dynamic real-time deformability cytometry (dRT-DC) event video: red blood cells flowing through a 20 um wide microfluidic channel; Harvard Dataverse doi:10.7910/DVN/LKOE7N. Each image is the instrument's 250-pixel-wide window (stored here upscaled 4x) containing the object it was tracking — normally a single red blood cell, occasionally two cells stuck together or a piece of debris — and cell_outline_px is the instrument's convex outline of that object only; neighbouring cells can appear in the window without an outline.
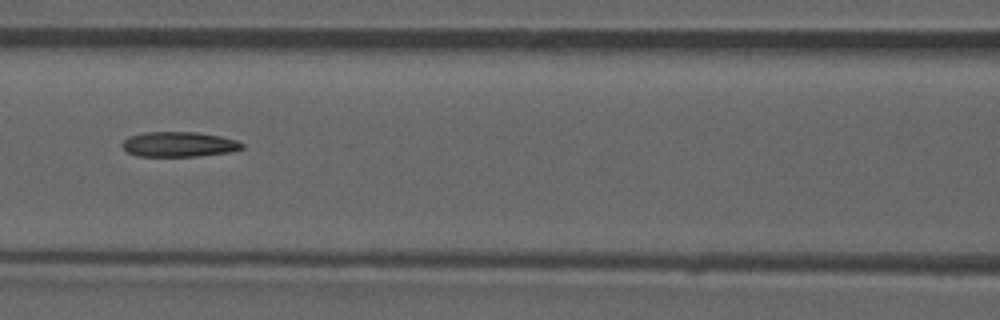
{"species": "common noctule bat (a hibernating species)", "species_latin": "Nyctalus noctula", "temperature_condition": "room temperature", "stored_images_in_passage": 52, "camera_frame_rate_fps": 3000, "um_per_image_px": 0.085, "animal": {"sex": "male", "forearm_length_mm": 52.5}, "frame": {"image": 1, "passage_image": 23, "time_ms": 7.333, "image_size_px": [1000, 320], "cell_outline_px": [[244, 148], [232, 152], [200, 156], [136, 156], [128, 152], [120, 144], [128, 136], [144, 132], [196, 132], [220, 136], [236, 140], [244, 144]], "centroid_in_image_um": [15.22, 12.27], "position_along_channel_um": 151.4, "area_um2": 17.63}}